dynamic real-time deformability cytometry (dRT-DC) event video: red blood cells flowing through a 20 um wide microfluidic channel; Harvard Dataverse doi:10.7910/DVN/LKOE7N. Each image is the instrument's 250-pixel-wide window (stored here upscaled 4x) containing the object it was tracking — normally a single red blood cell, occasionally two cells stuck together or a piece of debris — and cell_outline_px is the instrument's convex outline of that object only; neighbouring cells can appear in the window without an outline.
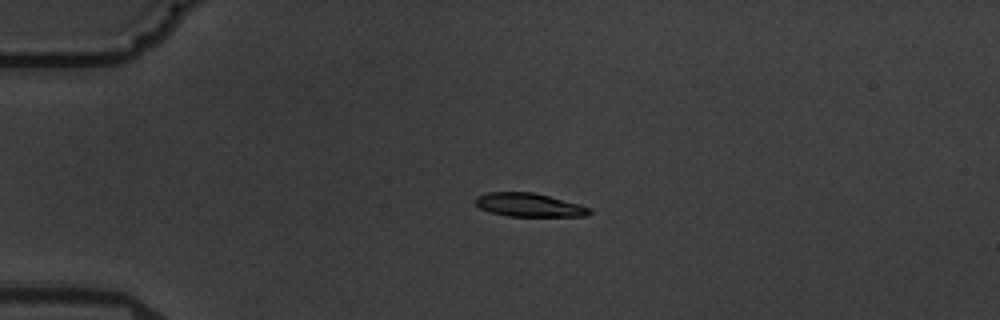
{"species": "common noctule bat (a hibernating species)", "species_latin": "Nyctalus noctula", "temperature_condition": "warm", "stored_images_in_passage": 2, "camera_frame_rate_fps": 3000, "um_per_image_px": 0.085, "animal": {"sex": "male", "body_mass_g": 19.5, "forearm_length_mm": 54.6}, "frame": {"image": 1, "passage_image": 1, "time_ms": 0.0, "image_size_px": [1000, 320], "cell_outline_px": [[592, 212], [588, 216], [508, 216], [492, 212], [480, 208], [472, 200], [476, 196], [488, 192], [536, 192], [580, 204], [592, 208]], "centroid_in_image_um": [44.99, 17.41], "position_along_channel_um": 40.0, "area_um2": 15.84}}